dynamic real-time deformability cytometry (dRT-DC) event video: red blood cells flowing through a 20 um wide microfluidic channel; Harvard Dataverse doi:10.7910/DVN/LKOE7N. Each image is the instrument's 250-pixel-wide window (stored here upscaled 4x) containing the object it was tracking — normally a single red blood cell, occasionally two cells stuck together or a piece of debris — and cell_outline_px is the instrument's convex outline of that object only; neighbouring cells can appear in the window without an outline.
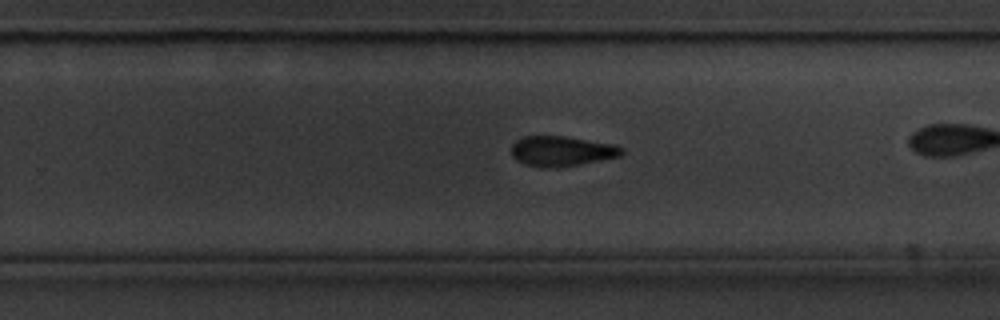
{"species": "common noctule bat (a hibernating species)", "species_latin": "Nyctalus noctula", "temperature_condition": "cold", "stored_images_in_passage": 33, "camera_frame_rate_fps": 3000, "um_per_image_px": 0.085, "animal": {"sex": "male", "body_mass_g": 20.1, "forearm_length_mm": 53.5}, "frame": {"image": 1, "passage_image": 24, "time_ms": 7.667, "image_size_px": [1000, 320], "cell_outline_px": [[624, 152], [620, 156], [580, 164], [556, 168], [524, 164], [516, 160], [512, 156], [512, 144], [516, 140], [524, 136], [564, 136], [616, 144], [624, 148]], "centroid_in_image_um": [47.76, 12.83], "position_along_channel_um": 282.0, "area_um2": 19.36}}